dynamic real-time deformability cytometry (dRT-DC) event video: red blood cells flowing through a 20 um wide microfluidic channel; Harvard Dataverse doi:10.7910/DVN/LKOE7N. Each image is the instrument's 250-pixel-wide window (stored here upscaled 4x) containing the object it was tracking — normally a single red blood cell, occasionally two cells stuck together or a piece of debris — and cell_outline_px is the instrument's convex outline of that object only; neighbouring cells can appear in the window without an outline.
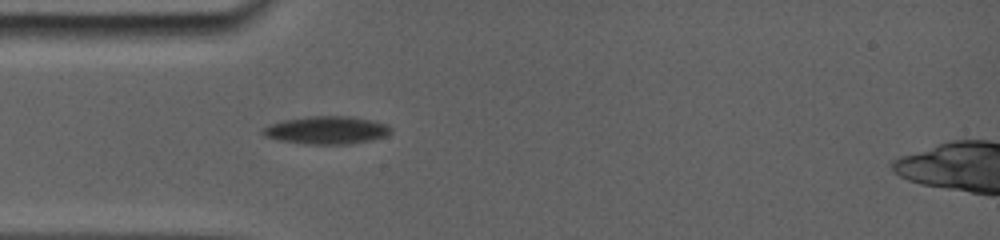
{"species": "common noctule bat (a hibernating species)", "species_latin": "Nyctalus noctula", "temperature_condition": "room temperature", "stored_images_in_passage": 61, "camera_frame_rate_fps": 5000, "um_per_image_px": 0.085, "animal": {"sex": "female", "body_mass_g": 19.0, "forearm_length_mm": 56.7}, "frame": {"image": 1, "passage_image": 1, "time_ms": 0.0, "image_size_px": [1000, 240], "cell_outline_px": [[388, 132], [380, 136], [364, 140], [340, 144], [316, 144], [284, 140], [268, 136], [264, 132], [264, 128], [272, 124], [284, 120], [312, 116], [348, 116], [368, 120], [384, 124], [388, 128]], "centroid_in_image_um": [27.71, 11.04], "position_along_channel_um": 57.3, "area_um2": 19.25}}
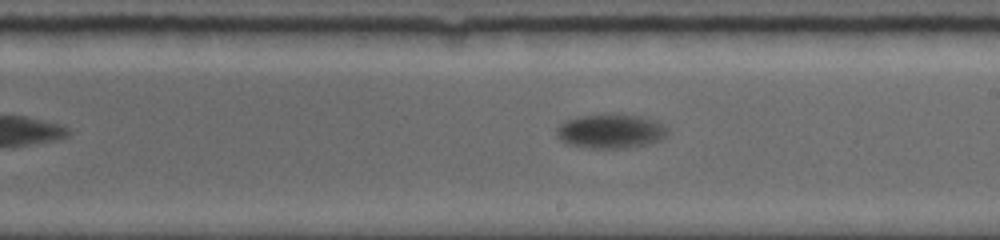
{"frame": {"image": 2, "passage_image": 25, "time_ms": 5.0, "image_size_px": [1000, 240], "cell_outline_px": [[668, 132], [660, 140], [644, 144], [620, 148], [588, 148], [568, 144], [560, 140], [556, 136], [556, 128], [560, 124], [576, 116], [612, 112], [640, 116], [652, 120], [668, 128]], "centroid_in_image_um": [51.84, 11.12], "position_along_channel_um": 237.2, "area_um2": 22.31}}
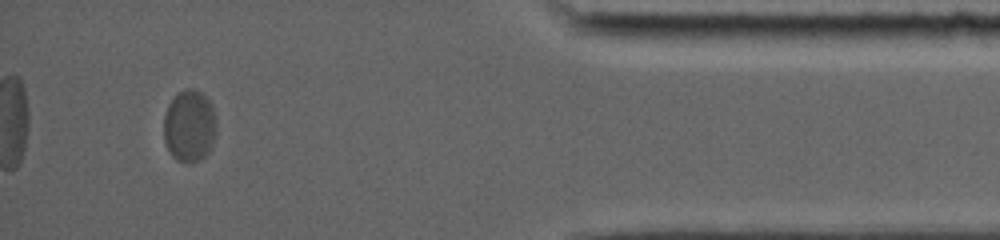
{"frame": {"image": 3, "passage_image": 53, "time_ms": 11.0, "image_size_px": [1000, 240], "cell_outline_px": [[216, 136], [212, 148], [200, 160], [188, 164], [176, 160], [172, 156], [164, 140], [164, 116], [168, 104], [184, 88], [196, 88], [212, 104], [216, 116]], "centroid_in_image_um": [16.13, 10.72], "position_along_channel_um": 419.1, "area_um2": 22.48}, "authors_computed_cell_mechanics": {"area_um2": 21.2704, "velocity_mm_per_s": 3.639, "shape_relaxation_time_tau1_ms": 2.7843, "shape_relaxation_time_tau2_ms": null, "deformation_change_tau1": 0.1189, "deformation_change_tau2": null}}